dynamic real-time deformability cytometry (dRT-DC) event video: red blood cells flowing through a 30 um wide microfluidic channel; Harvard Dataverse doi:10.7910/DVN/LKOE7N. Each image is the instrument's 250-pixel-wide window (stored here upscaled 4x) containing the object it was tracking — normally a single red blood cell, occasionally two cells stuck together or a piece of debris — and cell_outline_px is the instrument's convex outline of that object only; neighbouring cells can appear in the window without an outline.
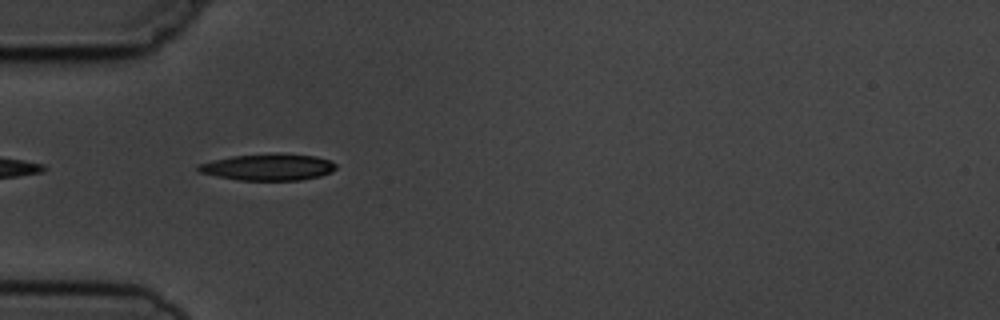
{"species": "common noctule bat (a hibernating species)", "species_latin": "Nyctalus noctula", "temperature_condition": "cold", "stored_images_in_passage": 5, "camera_frame_rate_fps": 3000, "um_per_image_px": 0.085, "animal": {"sex": "male", "body_mass_g": 19.5, "forearm_length_mm": 54.6}, "frame": {"image": 1, "passage_image": 3, "time_ms": 2.333, "image_size_px": [1000, 320], "cell_outline_px": [[336, 168], [332, 172], [320, 176], [300, 180], [236, 180], [216, 176], [200, 172], [196, 168], [196, 164], [212, 160], [232, 156], [276, 152], [280, 152], [316, 156], [332, 160], [336, 164]], "centroid_in_image_um": [22.81, 14.18], "position_along_channel_um": 62.2, "area_um2": 21.79}}
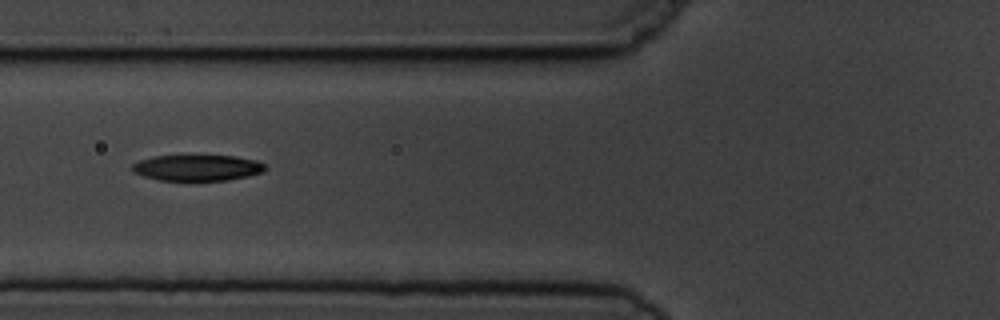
{"frame": {"image": 2, "passage_image": 4, "time_ms": 3.667, "image_size_px": [1000, 320], "cell_outline_px": [[264, 172], [248, 176], [228, 180], [160, 180], [144, 176], [132, 172], [132, 164], [140, 160], [152, 156], [236, 156], [256, 160], [264, 164]], "centroid_in_image_um": [16.76, 14.26], "position_along_channel_um": 109.0, "area_um2": 20.0}}
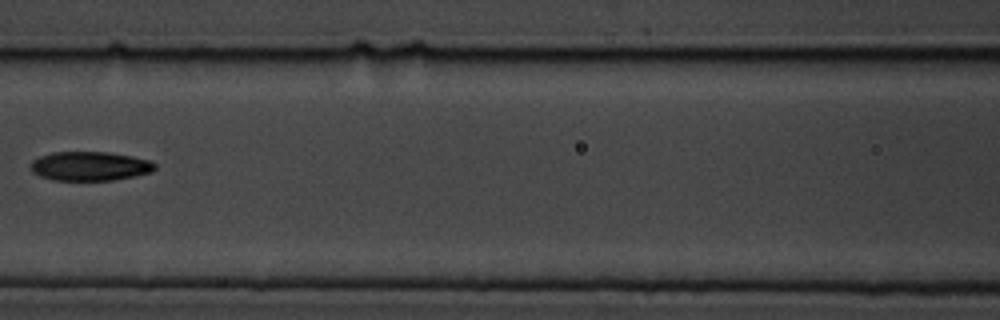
{"frame": {"image": 3, "passage_image": 5, "time_ms": 5.0, "image_size_px": [1000, 320], "cell_outline_px": [[156, 168], [152, 172], [136, 176], [112, 180], [52, 180], [40, 176], [32, 172], [32, 160], [40, 156], [52, 152], [108, 152], [132, 156], [152, 160], [156, 164]], "centroid_in_image_um": [7.68, 14.12], "position_along_channel_um": 158.9, "area_um2": 21.21}}